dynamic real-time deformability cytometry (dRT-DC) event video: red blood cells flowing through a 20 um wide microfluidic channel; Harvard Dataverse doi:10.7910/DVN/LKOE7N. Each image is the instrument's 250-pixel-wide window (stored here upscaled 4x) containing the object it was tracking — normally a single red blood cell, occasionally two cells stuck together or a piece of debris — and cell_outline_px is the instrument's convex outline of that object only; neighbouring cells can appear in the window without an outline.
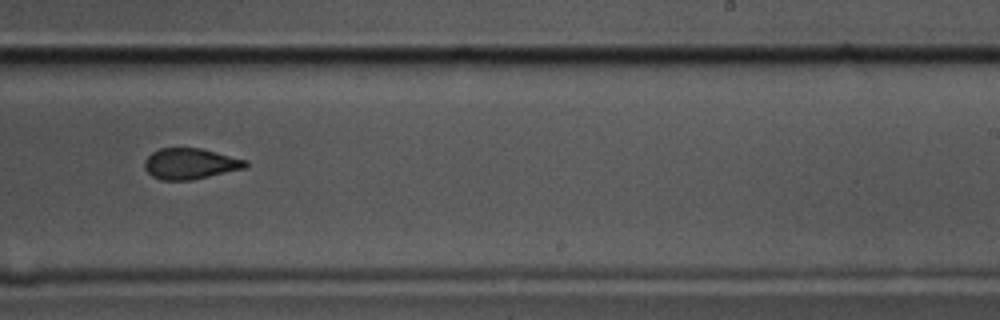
{"species": "common noctule bat (a hibernating species)", "species_latin": "Nyctalus noctula", "temperature_condition": "cold", "stored_images_in_passage": 12, "camera_frame_rate_fps": 3000, "um_per_image_px": 0.085, "animal": {"sex": "male", "body_mass_g": 17.5, "forearm_length_mm": 52.3}, "frame": {"image": 1, "passage_image": 7, "time_ms": 2.0, "image_size_px": [1000, 320], "cell_outline_px": [[248, 164], [244, 168], [192, 180], [160, 180], [152, 176], [144, 168], [144, 160], [152, 152], [160, 148], [200, 148], [248, 160]], "centroid_in_image_um": [16.15, 13.91], "position_along_channel_um": 272.9, "area_um2": 18.15}}